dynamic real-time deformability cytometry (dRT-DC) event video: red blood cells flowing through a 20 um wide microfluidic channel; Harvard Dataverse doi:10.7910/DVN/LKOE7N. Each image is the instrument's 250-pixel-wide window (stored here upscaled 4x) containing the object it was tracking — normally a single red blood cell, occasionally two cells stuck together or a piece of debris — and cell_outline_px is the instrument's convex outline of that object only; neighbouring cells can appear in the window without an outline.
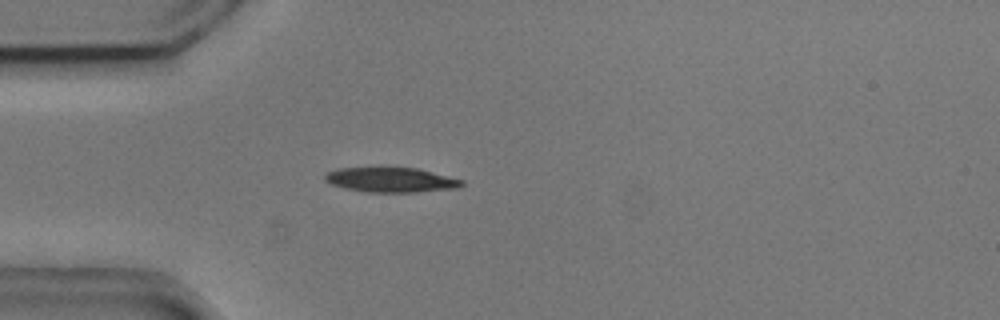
{"species": "common noctule bat (a hibernating species)", "species_latin": "Nyctalus noctula", "temperature_condition": "cold", "stored_images_in_passage": 1, "camera_frame_rate_fps": 3000, "um_per_image_px": 0.085, "animal": {"sex": "male", "body_mass_g": 20.5, "forearm_length_mm": 52.5}, "frame": {"image": 1, "passage_image": 1, "time_ms": 0.0, "image_size_px": [1000, 320], "cell_outline_px": [[464, 184], [460, 188], [416, 192], [368, 192], [344, 188], [332, 184], [324, 180], [324, 176], [328, 172], [336, 168], [416, 168], [464, 180]], "centroid_in_image_um": [33.25, 15.29], "position_along_channel_um": 51.7, "area_um2": 19.65}}